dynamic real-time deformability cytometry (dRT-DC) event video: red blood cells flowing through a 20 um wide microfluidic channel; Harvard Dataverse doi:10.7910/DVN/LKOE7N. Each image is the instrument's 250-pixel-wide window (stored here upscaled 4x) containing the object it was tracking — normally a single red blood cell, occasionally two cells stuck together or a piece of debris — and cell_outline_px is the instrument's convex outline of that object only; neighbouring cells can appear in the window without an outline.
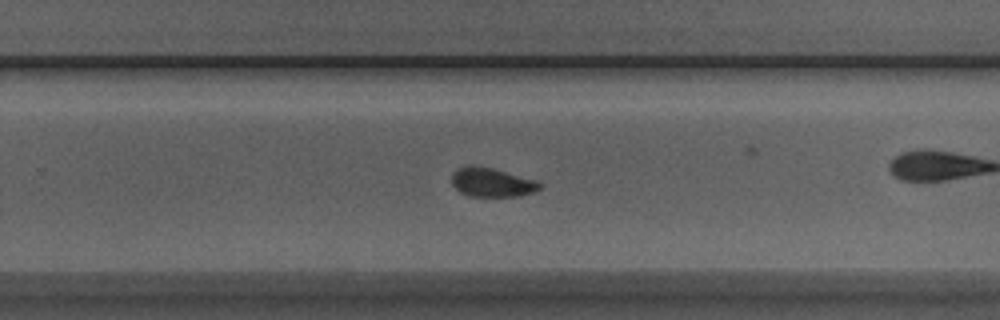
{"species": "Egyptian fruit bat (a non-hibernating species)", "species_latin": "Rousettus aegyptiacus", "temperature_condition": "room temperature", "stored_images_in_passage": 23, "camera_frame_rate_fps": 3000, "um_per_image_px": 0.085, "animal": {"sex": "male"}, "frame": {"image": 1, "passage_image": 19, "time_ms": 6.0, "image_size_px": [1000, 320], "cell_outline_px": [[544, 184], [540, 188], [532, 192], [516, 196], [468, 196], [460, 192], [452, 184], [452, 172], [456, 168], [468, 164], [492, 168], [536, 180]], "centroid_in_image_um": [41.77, 15.48], "position_along_channel_um": 288.0, "area_um2": 14.91}}